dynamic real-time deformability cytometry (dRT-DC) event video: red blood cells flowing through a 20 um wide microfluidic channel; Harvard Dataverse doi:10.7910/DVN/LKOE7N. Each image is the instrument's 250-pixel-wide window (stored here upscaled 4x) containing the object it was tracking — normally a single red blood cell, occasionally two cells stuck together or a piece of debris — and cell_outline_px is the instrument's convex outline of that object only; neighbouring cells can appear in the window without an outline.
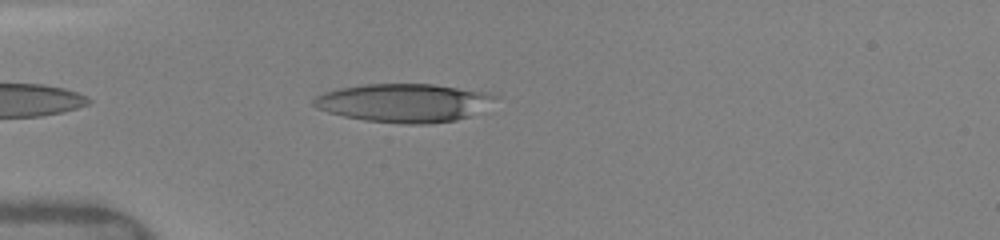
{"species": "human", "species_latin": "Homo sapiens", "temperature_condition": "warm", "stored_images_in_passage": 9, "camera_frame_rate_fps": 3000, "um_per_image_px": 0.085, "donor": {"sex": "female"}, "frame": {"image": 1, "passage_image": 3, "time_ms": 0.667, "image_size_px": [1000, 240], "cell_outline_px": [[500, 96], [468, 116], [456, 120], [424, 124], [404, 124], [364, 120], [344, 116], [328, 112], [316, 108], [312, 104], [312, 100], [316, 96], [324, 92], [340, 88], [364, 84], [432, 84], [484, 92]], "centroid_in_image_um": [34.25, 8.74], "position_along_channel_um": 50.7, "area_um2": 40.17}}
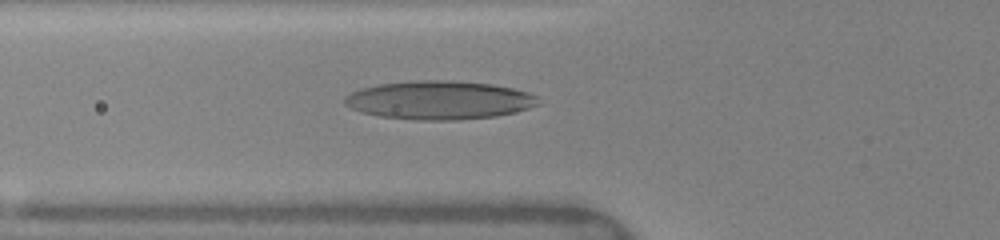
{"frame": {"image": 2, "passage_image": 7, "time_ms": 2.0, "image_size_px": [1000, 240], "cell_outline_px": [[540, 104], [516, 112], [496, 116], [460, 120], [416, 120], [380, 116], [360, 112], [344, 104], [344, 96], [360, 88], [380, 84], [408, 80], [448, 80], [492, 84], [512, 88], [528, 92], [536, 96]], "centroid_in_image_um": [37.32, 8.51], "position_along_channel_um": 88.5, "area_um2": 43.7}}